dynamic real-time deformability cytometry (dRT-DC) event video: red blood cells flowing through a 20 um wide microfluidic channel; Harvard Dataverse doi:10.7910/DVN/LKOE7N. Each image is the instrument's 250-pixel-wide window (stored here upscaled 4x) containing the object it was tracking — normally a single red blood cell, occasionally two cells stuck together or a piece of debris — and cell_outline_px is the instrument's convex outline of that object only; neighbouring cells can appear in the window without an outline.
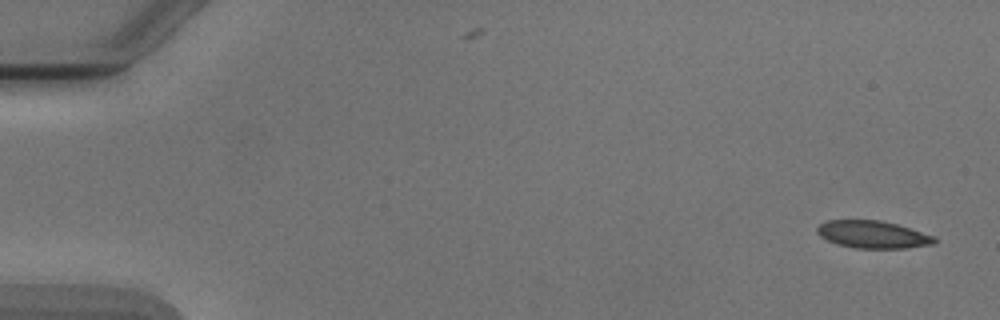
{"species": "Egyptian fruit bat (a non-hibernating species)", "species_latin": "Rousettus aegyptiacus", "temperature_condition": "cold", "stored_images_in_passage": 5, "camera_frame_rate_fps": 3000, "um_per_image_px": 0.085, "animal": {"sex": "male"}, "frame": {"image": 1, "passage_image": 1, "time_ms": 0.0, "image_size_px": [1000, 320], "cell_outline_px": [[936, 240], [932, 244], [904, 248], [856, 248], [836, 244], [820, 236], [816, 232], [816, 228], [820, 224], [828, 220], [880, 220], [896, 224], [936, 236]], "centroid_in_image_um": [74.17, 19.93], "position_along_channel_um": 10.8, "area_um2": 18.67}}
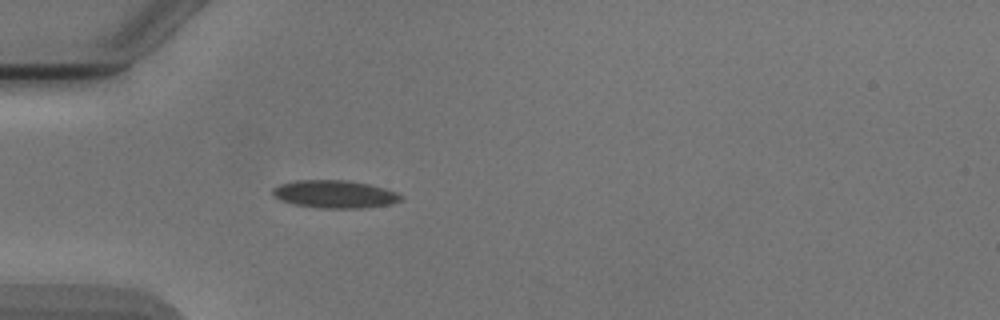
{"frame": {"image": 2, "passage_image": 5, "time_ms": 4.667, "image_size_px": [1000, 320], "cell_outline_px": [[404, 200], [392, 204], [364, 208], [320, 208], [292, 204], [280, 200], [272, 196], [272, 188], [280, 184], [296, 180], [348, 180], [368, 184], [384, 188], [396, 192], [404, 196]], "centroid_in_image_um": [28.46, 16.51], "position_along_channel_um": 56.5, "area_um2": 21.04}}